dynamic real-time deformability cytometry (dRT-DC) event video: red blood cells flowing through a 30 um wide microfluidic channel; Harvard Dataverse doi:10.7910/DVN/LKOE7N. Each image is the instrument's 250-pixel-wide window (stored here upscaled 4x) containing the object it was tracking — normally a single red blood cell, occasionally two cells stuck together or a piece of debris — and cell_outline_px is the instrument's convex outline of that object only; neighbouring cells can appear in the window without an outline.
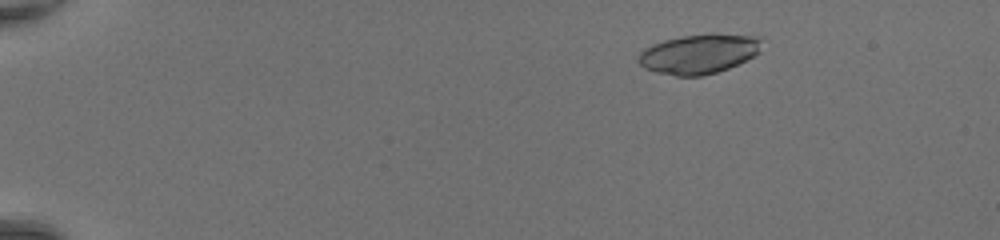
{"species": "common noctule bat (a hibernating species)", "species_latin": "Nyctalus noctula", "temperature_condition": "room temperature", "stored_images_in_passage": 49, "camera_frame_rate_fps": 3000, "um_per_image_px": 0.085, "animal": {"sex": "female", "body_mass_g": 20.0, "forearm_length_mm": 54.0}, "frame": {"image": 1, "passage_image": 8, "time_ms": 2.333, "image_size_px": [1000, 240], "cell_outline_px": [[760, 52], [728, 68], [716, 72], [700, 76], [676, 76], [656, 72], [644, 68], [636, 60], [636, 56], [644, 48], [652, 44], [664, 40], [684, 36], [708, 32], [716, 32], [760, 36]], "centroid_in_image_um": [59.38, 4.55], "position_along_channel_um": 25.6, "area_um2": 28.78}}
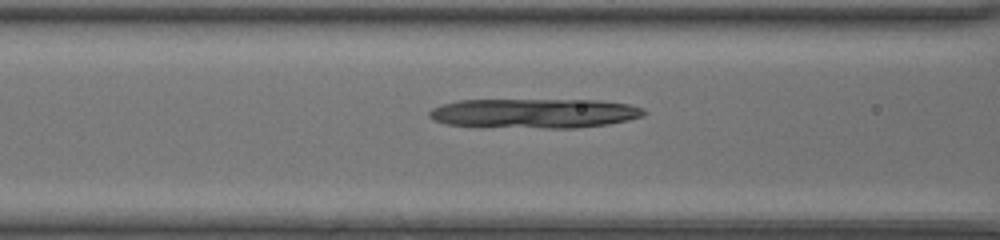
{"frame": {"image": 2, "passage_image": 23, "time_ms": 7.333, "image_size_px": [1000, 240], "cell_outline_px": [[648, 112], [644, 116], [628, 120], [608, 124], [576, 128], [544, 128], [444, 124], [432, 120], [428, 116], [428, 112], [432, 108], [444, 104], [460, 100], [600, 100], [628, 104], [644, 108]], "centroid_in_image_um": [45.47, 9.62], "position_along_channel_um": 121.1, "area_um2": 36.93}}
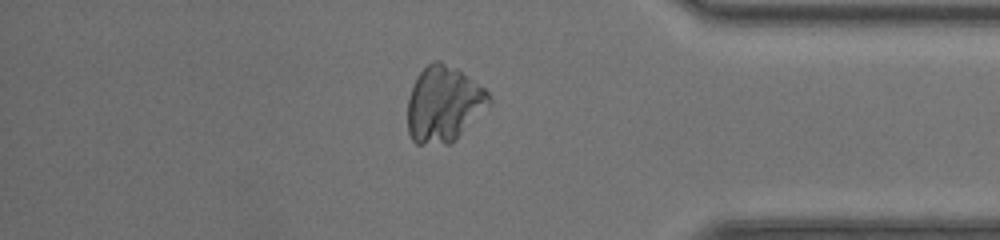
{"frame": {"image": 3, "passage_image": 43, "time_ms": 14.0, "image_size_px": [1000, 240], "cell_outline_px": [[492, 104], [456, 140], [448, 144], [416, 144], [412, 140], [408, 132], [408, 96], [420, 72], [428, 64], [436, 60], [440, 60], [456, 68], [484, 88], [488, 92], [492, 100]], "centroid_in_image_um": [37.74, 8.87], "position_along_channel_um": 397.5, "area_um2": 36.18}}